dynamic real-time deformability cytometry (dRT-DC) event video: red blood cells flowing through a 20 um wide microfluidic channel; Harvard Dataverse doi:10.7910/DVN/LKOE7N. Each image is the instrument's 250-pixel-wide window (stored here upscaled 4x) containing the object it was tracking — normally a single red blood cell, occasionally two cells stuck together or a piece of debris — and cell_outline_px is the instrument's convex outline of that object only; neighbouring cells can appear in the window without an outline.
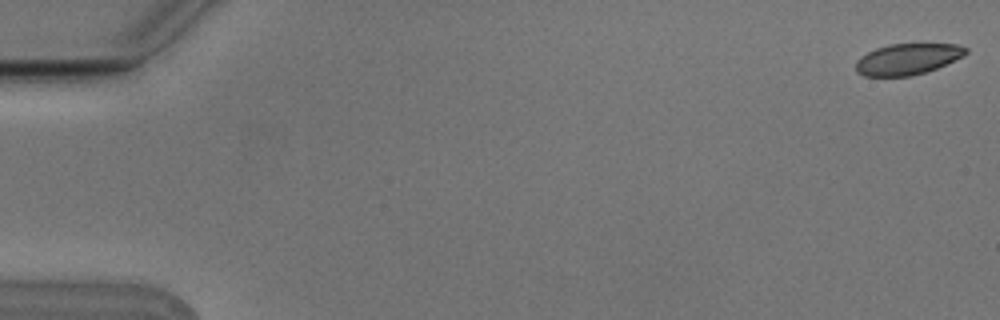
{"species": "Egyptian fruit bat (a non-hibernating species)", "species_latin": "Rousettus aegyptiacus", "temperature_condition": "cold", "stored_images_in_passage": 3, "camera_frame_rate_fps": 3000, "um_per_image_px": 0.085, "animal": {"sex": "male"}, "frame": {"image": 1, "passage_image": 1, "time_ms": 0.0, "image_size_px": [1000, 320], "cell_outline_px": [[968, 52], [964, 56], [936, 68], [912, 76], [864, 76], [856, 72], [856, 60], [860, 56], [876, 48], [888, 44], [956, 44], [968, 48]], "centroid_in_image_um": [77.13, 5.02], "position_along_channel_um": 7.9, "area_um2": 19.94}}